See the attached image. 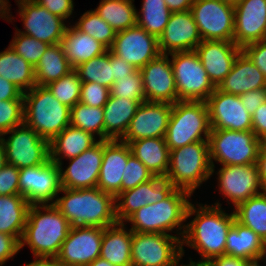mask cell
Instances as JSON below:
<instances>
[{
    "label": "cell",
    "mask_w": 266,
    "mask_h": 266,
    "mask_svg": "<svg viewBox=\"0 0 266 266\" xmlns=\"http://www.w3.org/2000/svg\"><path fill=\"white\" fill-rule=\"evenodd\" d=\"M19 14L24 23L25 32L22 34L31 36L37 40L55 45L61 42L67 26L64 19L53 15L35 0H17Z\"/></svg>",
    "instance_id": "17"
},
{
    "label": "cell",
    "mask_w": 266,
    "mask_h": 266,
    "mask_svg": "<svg viewBox=\"0 0 266 266\" xmlns=\"http://www.w3.org/2000/svg\"><path fill=\"white\" fill-rule=\"evenodd\" d=\"M19 32V33H18ZM16 32L10 47L34 67L48 48V44L31 36Z\"/></svg>",
    "instance_id": "44"
},
{
    "label": "cell",
    "mask_w": 266,
    "mask_h": 266,
    "mask_svg": "<svg viewBox=\"0 0 266 266\" xmlns=\"http://www.w3.org/2000/svg\"><path fill=\"white\" fill-rule=\"evenodd\" d=\"M190 11L202 40L233 42V5L222 0H194Z\"/></svg>",
    "instance_id": "11"
},
{
    "label": "cell",
    "mask_w": 266,
    "mask_h": 266,
    "mask_svg": "<svg viewBox=\"0 0 266 266\" xmlns=\"http://www.w3.org/2000/svg\"><path fill=\"white\" fill-rule=\"evenodd\" d=\"M110 96V89L94 82L81 85L80 103L90 107L103 108Z\"/></svg>",
    "instance_id": "48"
},
{
    "label": "cell",
    "mask_w": 266,
    "mask_h": 266,
    "mask_svg": "<svg viewBox=\"0 0 266 266\" xmlns=\"http://www.w3.org/2000/svg\"><path fill=\"white\" fill-rule=\"evenodd\" d=\"M95 141L90 132L69 125L49 142L50 160L62 166L61 154L68 159L77 157L95 145Z\"/></svg>",
    "instance_id": "32"
},
{
    "label": "cell",
    "mask_w": 266,
    "mask_h": 266,
    "mask_svg": "<svg viewBox=\"0 0 266 266\" xmlns=\"http://www.w3.org/2000/svg\"><path fill=\"white\" fill-rule=\"evenodd\" d=\"M132 155L157 177L165 178L169 168L170 151L165 138H142L129 143Z\"/></svg>",
    "instance_id": "30"
},
{
    "label": "cell",
    "mask_w": 266,
    "mask_h": 266,
    "mask_svg": "<svg viewBox=\"0 0 266 266\" xmlns=\"http://www.w3.org/2000/svg\"><path fill=\"white\" fill-rule=\"evenodd\" d=\"M24 100L23 92L13 83L0 76V101Z\"/></svg>",
    "instance_id": "56"
},
{
    "label": "cell",
    "mask_w": 266,
    "mask_h": 266,
    "mask_svg": "<svg viewBox=\"0 0 266 266\" xmlns=\"http://www.w3.org/2000/svg\"><path fill=\"white\" fill-rule=\"evenodd\" d=\"M262 141L252 131L211 130L208 137L209 156L224 165H250L257 163Z\"/></svg>",
    "instance_id": "8"
},
{
    "label": "cell",
    "mask_w": 266,
    "mask_h": 266,
    "mask_svg": "<svg viewBox=\"0 0 266 266\" xmlns=\"http://www.w3.org/2000/svg\"><path fill=\"white\" fill-rule=\"evenodd\" d=\"M225 3L231 4L233 6L237 5L241 0H222Z\"/></svg>",
    "instance_id": "64"
},
{
    "label": "cell",
    "mask_w": 266,
    "mask_h": 266,
    "mask_svg": "<svg viewBox=\"0 0 266 266\" xmlns=\"http://www.w3.org/2000/svg\"><path fill=\"white\" fill-rule=\"evenodd\" d=\"M191 196L188 191L175 189L166 199L147 204L134 214L127 221L132 223V232L139 233H163L180 226L186 218V212L190 202L187 198Z\"/></svg>",
    "instance_id": "7"
},
{
    "label": "cell",
    "mask_w": 266,
    "mask_h": 266,
    "mask_svg": "<svg viewBox=\"0 0 266 266\" xmlns=\"http://www.w3.org/2000/svg\"><path fill=\"white\" fill-rule=\"evenodd\" d=\"M263 240L248 227L234 220L228 231L225 255L243 258L253 263L260 261Z\"/></svg>",
    "instance_id": "33"
},
{
    "label": "cell",
    "mask_w": 266,
    "mask_h": 266,
    "mask_svg": "<svg viewBox=\"0 0 266 266\" xmlns=\"http://www.w3.org/2000/svg\"><path fill=\"white\" fill-rule=\"evenodd\" d=\"M175 189L165 178L154 176L135 188L121 192L115 197L117 203L121 200L118 204L116 203L118 223H123L147 204L151 205L166 199Z\"/></svg>",
    "instance_id": "19"
},
{
    "label": "cell",
    "mask_w": 266,
    "mask_h": 266,
    "mask_svg": "<svg viewBox=\"0 0 266 266\" xmlns=\"http://www.w3.org/2000/svg\"><path fill=\"white\" fill-rule=\"evenodd\" d=\"M40 6L62 19H67L73 11V0H35Z\"/></svg>",
    "instance_id": "51"
},
{
    "label": "cell",
    "mask_w": 266,
    "mask_h": 266,
    "mask_svg": "<svg viewBox=\"0 0 266 266\" xmlns=\"http://www.w3.org/2000/svg\"><path fill=\"white\" fill-rule=\"evenodd\" d=\"M8 2H6V0H0V17L1 18H5L8 15ZM7 13V15H6Z\"/></svg>",
    "instance_id": "63"
},
{
    "label": "cell",
    "mask_w": 266,
    "mask_h": 266,
    "mask_svg": "<svg viewBox=\"0 0 266 266\" xmlns=\"http://www.w3.org/2000/svg\"><path fill=\"white\" fill-rule=\"evenodd\" d=\"M110 51L138 70L161 54L158 38L138 25L116 32Z\"/></svg>",
    "instance_id": "16"
},
{
    "label": "cell",
    "mask_w": 266,
    "mask_h": 266,
    "mask_svg": "<svg viewBox=\"0 0 266 266\" xmlns=\"http://www.w3.org/2000/svg\"><path fill=\"white\" fill-rule=\"evenodd\" d=\"M153 177L154 175L150 173L147 167L134 155H131L123 173L121 192L135 188Z\"/></svg>",
    "instance_id": "47"
},
{
    "label": "cell",
    "mask_w": 266,
    "mask_h": 266,
    "mask_svg": "<svg viewBox=\"0 0 266 266\" xmlns=\"http://www.w3.org/2000/svg\"><path fill=\"white\" fill-rule=\"evenodd\" d=\"M103 153L104 140H98L79 156L70 158V165L65 171L60 166L61 186L68 189L97 187Z\"/></svg>",
    "instance_id": "22"
},
{
    "label": "cell",
    "mask_w": 266,
    "mask_h": 266,
    "mask_svg": "<svg viewBox=\"0 0 266 266\" xmlns=\"http://www.w3.org/2000/svg\"><path fill=\"white\" fill-rule=\"evenodd\" d=\"M60 44L73 69L108 51L103 44L90 35L79 31L75 26L73 28L67 27Z\"/></svg>",
    "instance_id": "29"
},
{
    "label": "cell",
    "mask_w": 266,
    "mask_h": 266,
    "mask_svg": "<svg viewBox=\"0 0 266 266\" xmlns=\"http://www.w3.org/2000/svg\"><path fill=\"white\" fill-rule=\"evenodd\" d=\"M104 140V153L97 188L115 197L121 193L123 173L132 155L129 144L119 140Z\"/></svg>",
    "instance_id": "26"
},
{
    "label": "cell",
    "mask_w": 266,
    "mask_h": 266,
    "mask_svg": "<svg viewBox=\"0 0 266 266\" xmlns=\"http://www.w3.org/2000/svg\"><path fill=\"white\" fill-rule=\"evenodd\" d=\"M195 52L217 88L231 71L241 48L231 41L202 40Z\"/></svg>",
    "instance_id": "25"
},
{
    "label": "cell",
    "mask_w": 266,
    "mask_h": 266,
    "mask_svg": "<svg viewBox=\"0 0 266 266\" xmlns=\"http://www.w3.org/2000/svg\"><path fill=\"white\" fill-rule=\"evenodd\" d=\"M182 255L183 246L177 236L163 233L132 234V266H175Z\"/></svg>",
    "instance_id": "10"
},
{
    "label": "cell",
    "mask_w": 266,
    "mask_h": 266,
    "mask_svg": "<svg viewBox=\"0 0 266 266\" xmlns=\"http://www.w3.org/2000/svg\"><path fill=\"white\" fill-rule=\"evenodd\" d=\"M88 266H114V265L108 262L107 260L101 257H98L93 262H91Z\"/></svg>",
    "instance_id": "62"
},
{
    "label": "cell",
    "mask_w": 266,
    "mask_h": 266,
    "mask_svg": "<svg viewBox=\"0 0 266 266\" xmlns=\"http://www.w3.org/2000/svg\"><path fill=\"white\" fill-rule=\"evenodd\" d=\"M263 88H266V77L242 51L236 57L229 74L217 87L218 90L233 95Z\"/></svg>",
    "instance_id": "27"
},
{
    "label": "cell",
    "mask_w": 266,
    "mask_h": 266,
    "mask_svg": "<svg viewBox=\"0 0 266 266\" xmlns=\"http://www.w3.org/2000/svg\"><path fill=\"white\" fill-rule=\"evenodd\" d=\"M25 266H64L61 264L56 258H51L48 260V258H39L38 260L35 259V261L26 264Z\"/></svg>",
    "instance_id": "60"
},
{
    "label": "cell",
    "mask_w": 266,
    "mask_h": 266,
    "mask_svg": "<svg viewBox=\"0 0 266 266\" xmlns=\"http://www.w3.org/2000/svg\"><path fill=\"white\" fill-rule=\"evenodd\" d=\"M132 1L134 0H101L94 11L116 32L124 31L137 25L138 13Z\"/></svg>",
    "instance_id": "37"
},
{
    "label": "cell",
    "mask_w": 266,
    "mask_h": 266,
    "mask_svg": "<svg viewBox=\"0 0 266 266\" xmlns=\"http://www.w3.org/2000/svg\"><path fill=\"white\" fill-rule=\"evenodd\" d=\"M171 111L172 104L169 103H141L121 141L129 144L142 138H164Z\"/></svg>",
    "instance_id": "18"
},
{
    "label": "cell",
    "mask_w": 266,
    "mask_h": 266,
    "mask_svg": "<svg viewBox=\"0 0 266 266\" xmlns=\"http://www.w3.org/2000/svg\"><path fill=\"white\" fill-rule=\"evenodd\" d=\"M142 4V15H137V25L148 34L159 38L172 12L168 9L165 0H143Z\"/></svg>",
    "instance_id": "39"
},
{
    "label": "cell",
    "mask_w": 266,
    "mask_h": 266,
    "mask_svg": "<svg viewBox=\"0 0 266 266\" xmlns=\"http://www.w3.org/2000/svg\"><path fill=\"white\" fill-rule=\"evenodd\" d=\"M63 197L52 204L69 221L71 227L86 226L106 228L118 223L115 196L99 188H61Z\"/></svg>",
    "instance_id": "2"
},
{
    "label": "cell",
    "mask_w": 266,
    "mask_h": 266,
    "mask_svg": "<svg viewBox=\"0 0 266 266\" xmlns=\"http://www.w3.org/2000/svg\"><path fill=\"white\" fill-rule=\"evenodd\" d=\"M20 249V241L15 236L0 232V266Z\"/></svg>",
    "instance_id": "52"
},
{
    "label": "cell",
    "mask_w": 266,
    "mask_h": 266,
    "mask_svg": "<svg viewBox=\"0 0 266 266\" xmlns=\"http://www.w3.org/2000/svg\"><path fill=\"white\" fill-rule=\"evenodd\" d=\"M74 26L79 31L96 39L108 50L111 49L116 36V31L102 18H100L95 11L91 10L84 13L78 23Z\"/></svg>",
    "instance_id": "42"
},
{
    "label": "cell",
    "mask_w": 266,
    "mask_h": 266,
    "mask_svg": "<svg viewBox=\"0 0 266 266\" xmlns=\"http://www.w3.org/2000/svg\"><path fill=\"white\" fill-rule=\"evenodd\" d=\"M110 96L129 98L135 101H146L144 95L143 78L140 70H136L129 77L114 81L110 88Z\"/></svg>",
    "instance_id": "45"
},
{
    "label": "cell",
    "mask_w": 266,
    "mask_h": 266,
    "mask_svg": "<svg viewBox=\"0 0 266 266\" xmlns=\"http://www.w3.org/2000/svg\"><path fill=\"white\" fill-rule=\"evenodd\" d=\"M168 54H160L140 69L147 102L174 104L178 101L175 78Z\"/></svg>",
    "instance_id": "20"
},
{
    "label": "cell",
    "mask_w": 266,
    "mask_h": 266,
    "mask_svg": "<svg viewBox=\"0 0 266 266\" xmlns=\"http://www.w3.org/2000/svg\"><path fill=\"white\" fill-rule=\"evenodd\" d=\"M234 15L233 42L238 47L266 38V0H241Z\"/></svg>",
    "instance_id": "23"
},
{
    "label": "cell",
    "mask_w": 266,
    "mask_h": 266,
    "mask_svg": "<svg viewBox=\"0 0 266 266\" xmlns=\"http://www.w3.org/2000/svg\"><path fill=\"white\" fill-rule=\"evenodd\" d=\"M21 127H14L3 134H12L7 140L2 137L7 163L18 169L46 163L50 159L49 141L27 125Z\"/></svg>",
    "instance_id": "12"
},
{
    "label": "cell",
    "mask_w": 266,
    "mask_h": 266,
    "mask_svg": "<svg viewBox=\"0 0 266 266\" xmlns=\"http://www.w3.org/2000/svg\"><path fill=\"white\" fill-rule=\"evenodd\" d=\"M199 209L196 211L194 205L189 204L186 218L197 214L189 224L183 226L186 230L180 232L183 237L181 243L200 253L203 258L198 263H207L214 257L225 255L227 234L236 218L234 212L230 215L224 213L219 203L214 207L200 206Z\"/></svg>",
    "instance_id": "1"
},
{
    "label": "cell",
    "mask_w": 266,
    "mask_h": 266,
    "mask_svg": "<svg viewBox=\"0 0 266 266\" xmlns=\"http://www.w3.org/2000/svg\"><path fill=\"white\" fill-rule=\"evenodd\" d=\"M257 165L259 168V177L263 191H266V142H263L260 147Z\"/></svg>",
    "instance_id": "58"
},
{
    "label": "cell",
    "mask_w": 266,
    "mask_h": 266,
    "mask_svg": "<svg viewBox=\"0 0 266 266\" xmlns=\"http://www.w3.org/2000/svg\"><path fill=\"white\" fill-rule=\"evenodd\" d=\"M124 226V223H116L106 227L103 232L100 257L114 266H132L131 242L133 232L131 230L125 231Z\"/></svg>",
    "instance_id": "31"
},
{
    "label": "cell",
    "mask_w": 266,
    "mask_h": 266,
    "mask_svg": "<svg viewBox=\"0 0 266 266\" xmlns=\"http://www.w3.org/2000/svg\"><path fill=\"white\" fill-rule=\"evenodd\" d=\"M189 266H209V265L207 263H198V262L196 263L191 260Z\"/></svg>",
    "instance_id": "65"
},
{
    "label": "cell",
    "mask_w": 266,
    "mask_h": 266,
    "mask_svg": "<svg viewBox=\"0 0 266 266\" xmlns=\"http://www.w3.org/2000/svg\"><path fill=\"white\" fill-rule=\"evenodd\" d=\"M234 213L239 223L266 240V191L240 203Z\"/></svg>",
    "instance_id": "38"
},
{
    "label": "cell",
    "mask_w": 266,
    "mask_h": 266,
    "mask_svg": "<svg viewBox=\"0 0 266 266\" xmlns=\"http://www.w3.org/2000/svg\"><path fill=\"white\" fill-rule=\"evenodd\" d=\"M24 124L49 142L70 125V109L46 86L35 85L23 93Z\"/></svg>",
    "instance_id": "4"
},
{
    "label": "cell",
    "mask_w": 266,
    "mask_h": 266,
    "mask_svg": "<svg viewBox=\"0 0 266 266\" xmlns=\"http://www.w3.org/2000/svg\"><path fill=\"white\" fill-rule=\"evenodd\" d=\"M104 229L71 227L56 259L64 266H88L100 257Z\"/></svg>",
    "instance_id": "14"
},
{
    "label": "cell",
    "mask_w": 266,
    "mask_h": 266,
    "mask_svg": "<svg viewBox=\"0 0 266 266\" xmlns=\"http://www.w3.org/2000/svg\"><path fill=\"white\" fill-rule=\"evenodd\" d=\"M36 85L46 86L73 70L61 44L49 45L34 67Z\"/></svg>",
    "instance_id": "36"
},
{
    "label": "cell",
    "mask_w": 266,
    "mask_h": 266,
    "mask_svg": "<svg viewBox=\"0 0 266 266\" xmlns=\"http://www.w3.org/2000/svg\"><path fill=\"white\" fill-rule=\"evenodd\" d=\"M194 0H165L171 12H185L191 9Z\"/></svg>",
    "instance_id": "59"
},
{
    "label": "cell",
    "mask_w": 266,
    "mask_h": 266,
    "mask_svg": "<svg viewBox=\"0 0 266 266\" xmlns=\"http://www.w3.org/2000/svg\"><path fill=\"white\" fill-rule=\"evenodd\" d=\"M8 47L0 53V76L23 93L31 90L36 85L34 66Z\"/></svg>",
    "instance_id": "35"
},
{
    "label": "cell",
    "mask_w": 266,
    "mask_h": 266,
    "mask_svg": "<svg viewBox=\"0 0 266 266\" xmlns=\"http://www.w3.org/2000/svg\"><path fill=\"white\" fill-rule=\"evenodd\" d=\"M70 228L69 221L52 203L30 205L20 248L29 245L36 259L56 258Z\"/></svg>",
    "instance_id": "3"
},
{
    "label": "cell",
    "mask_w": 266,
    "mask_h": 266,
    "mask_svg": "<svg viewBox=\"0 0 266 266\" xmlns=\"http://www.w3.org/2000/svg\"><path fill=\"white\" fill-rule=\"evenodd\" d=\"M6 164H7V159H6L5 147L2 137L0 136V169H2Z\"/></svg>",
    "instance_id": "61"
},
{
    "label": "cell",
    "mask_w": 266,
    "mask_h": 266,
    "mask_svg": "<svg viewBox=\"0 0 266 266\" xmlns=\"http://www.w3.org/2000/svg\"><path fill=\"white\" fill-rule=\"evenodd\" d=\"M212 175L208 142H194L170 151L165 179L190 194Z\"/></svg>",
    "instance_id": "6"
},
{
    "label": "cell",
    "mask_w": 266,
    "mask_h": 266,
    "mask_svg": "<svg viewBox=\"0 0 266 266\" xmlns=\"http://www.w3.org/2000/svg\"><path fill=\"white\" fill-rule=\"evenodd\" d=\"M19 195V169L6 164L0 169V196Z\"/></svg>",
    "instance_id": "49"
},
{
    "label": "cell",
    "mask_w": 266,
    "mask_h": 266,
    "mask_svg": "<svg viewBox=\"0 0 266 266\" xmlns=\"http://www.w3.org/2000/svg\"><path fill=\"white\" fill-rule=\"evenodd\" d=\"M175 78L178 101H206L216 87L211 82L197 53H169Z\"/></svg>",
    "instance_id": "9"
},
{
    "label": "cell",
    "mask_w": 266,
    "mask_h": 266,
    "mask_svg": "<svg viewBox=\"0 0 266 266\" xmlns=\"http://www.w3.org/2000/svg\"><path fill=\"white\" fill-rule=\"evenodd\" d=\"M70 125L94 135L97 133L100 140H104V110L90 107L80 102L70 109Z\"/></svg>",
    "instance_id": "41"
},
{
    "label": "cell",
    "mask_w": 266,
    "mask_h": 266,
    "mask_svg": "<svg viewBox=\"0 0 266 266\" xmlns=\"http://www.w3.org/2000/svg\"><path fill=\"white\" fill-rule=\"evenodd\" d=\"M206 104L211 130L252 131V116L239 95L227 94L216 88Z\"/></svg>",
    "instance_id": "15"
},
{
    "label": "cell",
    "mask_w": 266,
    "mask_h": 266,
    "mask_svg": "<svg viewBox=\"0 0 266 266\" xmlns=\"http://www.w3.org/2000/svg\"><path fill=\"white\" fill-rule=\"evenodd\" d=\"M239 97L248 113L252 116L256 109L266 101V88L252 90L239 95Z\"/></svg>",
    "instance_id": "53"
},
{
    "label": "cell",
    "mask_w": 266,
    "mask_h": 266,
    "mask_svg": "<svg viewBox=\"0 0 266 266\" xmlns=\"http://www.w3.org/2000/svg\"><path fill=\"white\" fill-rule=\"evenodd\" d=\"M250 266H260L258 262L252 263Z\"/></svg>",
    "instance_id": "67"
},
{
    "label": "cell",
    "mask_w": 266,
    "mask_h": 266,
    "mask_svg": "<svg viewBox=\"0 0 266 266\" xmlns=\"http://www.w3.org/2000/svg\"><path fill=\"white\" fill-rule=\"evenodd\" d=\"M24 124V100L0 101V136Z\"/></svg>",
    "instance_id": "46"
},
{
    "label": "cell",
    "mask_w": 266,
    "mask_h": 266,
    "mask_svg": "<svg viewBox=\"0 0 266 266\" xmlns=\"http://www.w3.org/2000/svg\"><path fill=\"white\" fill-rule=\"evenodd\" d=\"M111 65L113 67V83L123 77H129L137 69L125 60L117 57L111 52Z\"/></svg>",
    "instance_id": "55"
},
{
    "label": "cell",
    "mask_w": 266,
    "mask_h": 266,
    "mask_svg": "<svg viewBox=\"0 0 266 266\" xmlns=\"http://www.w3.org/2000/svg\"><path fill=\"white\" fill-rule=\"evenodd\" d=\"M81 85L82 81L73 69L67 75L51 82L46 87L59 102L72 108L80 102Z\"/></svg>",
    "instance_id": "43"
},
{
    "label": "cell",
    "mask_w": 266,
    "mask_h": 266,
    "mask_svg": "<svg viewBox=\"0 0 266 266\" xmlns=\"http://www.w3.org/2000/svg\"><path fill=\"white\" fill-rule=\"evenodd\" d=\"M241 51L266 77V38L243 46Z\"/></svg>",
    "instance_id": "50"
},
{
    "label": "cell",
    "mask_w": 266,
    "mask_h": 266,
    "mask_svg": "<svg viewBox=\"0 0 266 266\" xmlns=\"http://www.w3.org/2000/svg\"><path fill=\"white\" fill-rule=\"evenodd\" d=\"M158 42L161 54L194 51L202 39L191 11L172 12Z\"/></svg>",
    "instance_id": "24"
},
{
    "label": "cell",
    "mask_w": 266,
    "mask_h": 266,
    "mask_svg": "<svg viewBox=\"0 0 266 266\" xmlns=\"http://www.w3.org/2000/svg\"><path fill=\"white\" fill-rule=\"evenodd\" d=\"M263 257H265V258H263ZM261 259H265L266 260V240L264 241V243H263V252H262V255H261V258H260V260ZM266 262V261H265Z\"/></svg>",
    "instance_id": "66"
},
{
    "label": "cell",
    "mask_w": 266,
    "mask_h": 266,
    "mask_svg": "<svg viewBox=\"0 0 266 266\" xmlns=\"http://www.w3.org/2000/svg\"><path fill=\"white\" fill-rule=\"evenodd\" d=\"M253 262L229 255L214 257L207 262L209 266H250Z\"/></svg>",
    "instance_id": "57"
},
{
    "label": "cell",
    "mask_w": 266,
    "mask_h": 266,
    "mask_svg": "<svg viewBox=\"0 0 266 266\" xmlns=\"http://www.w3.org/2000/svg\"><path fill=\"white\" fill-rule=\"evenodd\" d=\"M82 83L94 82L109 89L113 85V67L111 65V51L83 62L74 68Z\"/></svg>",
    "instance_id": "40"
},
{
    "label": "cell",
    "mask_w": 266,
    "mask_h": 266,
    "mask_svg": "<svg viewBox=\"0 0 266 266\" xmlns=\"http://www.w3.org/2000/svg\"><path fill=\"white\" fill-rule=\"evenodd\" d=\"M146 101L109 96L104 105V140H121L136 114L139 105Z\"/></svg>",
    "instance_id": "28"
},
{
    "label": "cell",
    "mask_w": 266,
    "mask_h": 266,
    "mask_svg": "<svg viewBox=\"0 0 266 266\" xmlns=\"http://www.w3.org/2000/svg\"><path fill=\"white\" fill-rule=\"evenodd\" d=\"M61 188L60 166L50 159L42 165L19 169V195L31 205L50 203Z\"/></svg>",
    "instance_id": "13"
},
{
    "label": "cell",
    "mask_w": 266,
    "mask_h": 266,
    "mask_svg": "<svg viewBox=\"0 0 266 266\" xmlns=\"http://www.w3.org/2000/svg\"><path fill=\"white\" fill-rule=\"evenodd\" d=\"M252 132L262 142H266V101L252 115Z\"/></svg>",
    "instance_id": "54"
},
{
    "label": "cell",
    "mask_w": 266,
    "mask_h": 266,
    "mask_svg": "<svg viewBox=\"0 0 266 266\" xmlns=\"http://www.w3.org/2000/svg\"><path fill=\"white\" fill-rule=\"evenodd\" d=\"M210 132L206 101H177L172 105L164 137L169 151L194 142H208Z\"/></svg>",
    "instance_id": "5"
},
{
    "label": "cell",
    "mask_w": 266,
    "mask_h": 266,
    "mask_svg": "<svg viewBox=\"0 0 266 266\" xmlns=\"http://www.w3.org/2000/svg\"><path fill=\"white\" fill-rule=\"evenodd\" d=\"M30 205L21 195L0 196V232L21 241Z\"/></svg>",
    "instance_id": "34"
},
{
    "label": "cell",
    "mask_w": 266,
    "mask_h": 266,
    "mask_svg": "<svg viewBox=\"0 0 266 266\" xmlns=\"http://www.w3.org/2000/svg\"><path fill=\"white\" fill-rule=\"evenodd\" d=\"M220 192L229 198L235 208L263 190L257 163L250 165H224L218 172Z\"/></svg>",
    "instance_id": "21"
}]
</instances>
